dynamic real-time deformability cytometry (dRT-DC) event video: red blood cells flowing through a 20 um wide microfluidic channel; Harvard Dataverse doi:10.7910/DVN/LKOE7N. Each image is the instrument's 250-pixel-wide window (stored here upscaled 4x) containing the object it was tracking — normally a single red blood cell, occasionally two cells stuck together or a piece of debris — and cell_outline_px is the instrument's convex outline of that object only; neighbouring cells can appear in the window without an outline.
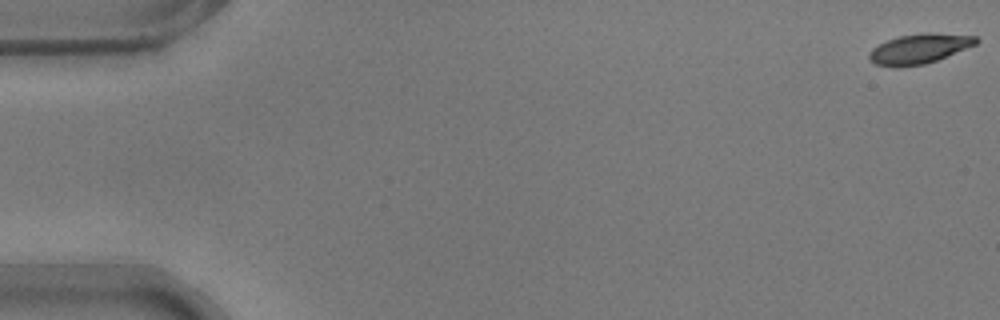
{"species": "common noctule bat (a hibernating species)", "species_latin": "Nyctalus noctula", "temperature_condition": "warm", "stored_images_in_passage": 55, "camera_frame_rate_fps": 3000, "um_per_image_px": 0.085, "animal": {"sex": "male", "body_mass_g": 17.9}, "frame": {"image": 1, "passage_image": 1, "time_ms": 0.0, "image_size_px": [1000, 320], "cell_outline_px": [[980, 40], [976, 44], [936, 60], [924, 64], [896, 68], [876, 64], [868, 60], [868, 56], [872, 48], [888, 40], [900, 36], [928, 32], [976, 36]], "centroid_in_image_um": [78.11, 4.15], "position_along_channel_um": 6.9, "area_um2": 18.44}}
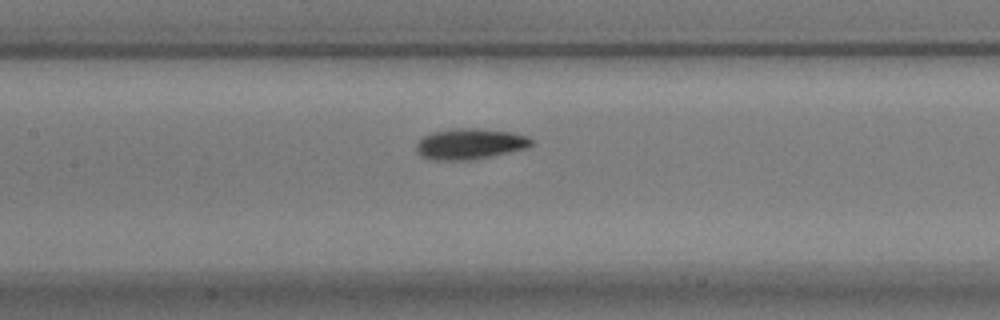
{"frame": {"image": 2, "passage_image": 26, "time_ms": 8.333, "image_size_px": [1000, 320], "cell_outline_px": [[536, 144], [528, 148], [472, 160], [428, 160], [420, 156], [416, 152], [416, 144], [424, 136], [432, 132], [452, 128], [476, 128], [512, 132], [528, 136]], "centroid_in_image_um": [39.95, 12.23], "position_along_channel_um": 167.5, "area_um2": 20.98}}
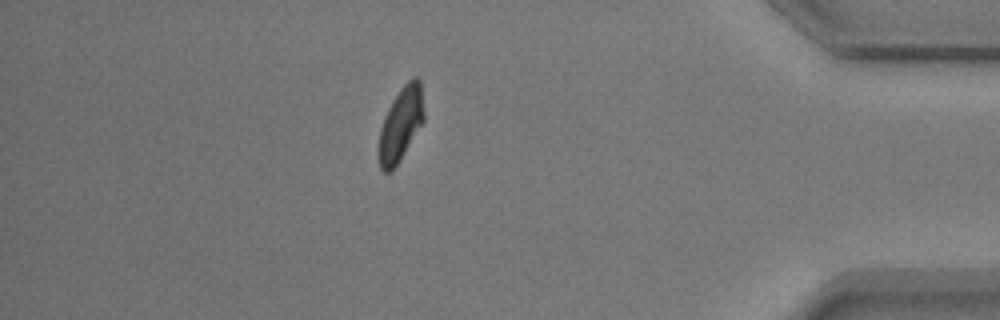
{"frame": {"image": 3, "passage_image": 48, "time_ms": 15.667, "image_size_px": [1000, 320], "cell_outline_px": [[424, 120], [400, 160], [392, 172], [384, 172], [380, 168], [376, 152], [380, 128], [384, 116], [388, 108], [400, 88], [412, 76], [416, 76], [420, 80], [424, 112]], "centroid_in_image_um": [34.03, 10.58], "position_along_channel_um": 401.2, "area_um2": 19.71}, "authors_computed_cell_mechanics": {"area_um2": 19.363, "velocity_mm_per_s": 3.7289, "shape_relaxation_time_tau1_ms": 2.5455, "shape_relaxation_time_tau2_ms": 2.9338, "deformation_change_tau1": 0.1228, "deformation_change_tau2": 0.0834}}